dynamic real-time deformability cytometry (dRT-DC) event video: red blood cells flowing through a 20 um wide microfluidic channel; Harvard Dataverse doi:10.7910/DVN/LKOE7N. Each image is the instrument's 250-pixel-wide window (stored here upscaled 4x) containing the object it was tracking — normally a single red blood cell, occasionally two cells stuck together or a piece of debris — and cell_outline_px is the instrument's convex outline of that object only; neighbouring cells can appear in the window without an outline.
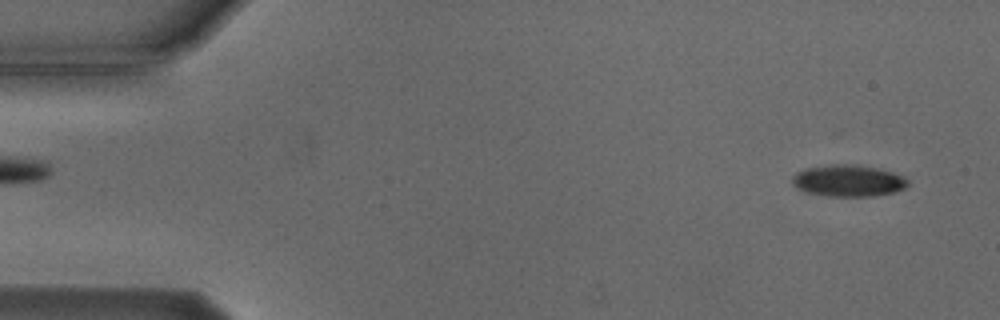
{"species": "Egyptian fruit bat (a non-hibernating species)", "species_latin": "Rousettus aegyptiacus", "temperature_condition": "cold", "stored_images_in_passage": 5, "segment_of_instrument_passage": [2, 2], "camera_frame_rate_fps": 3000, "um_per_image_px": 0.085, "animal": {"sex": "male"}, "frame": {"image": 1, "passage_image": 5, "time_ms": 5.667, "image_size_px": [1000, 320], "cell_outline_px": [[908, 184], [904, 188], [892, 192], [872, 196], [828, 196], [808, 192], [796, 188], [792, 184], [792, 176], [796, 172], [804, 168], [828, 164], [856, 164], [880, 168], [904, 176], [908, 180]], "centroid_in_image_um": [72.07, 15.34], "position_along_channel_um": 12.9, "area_um2": 21.5}}